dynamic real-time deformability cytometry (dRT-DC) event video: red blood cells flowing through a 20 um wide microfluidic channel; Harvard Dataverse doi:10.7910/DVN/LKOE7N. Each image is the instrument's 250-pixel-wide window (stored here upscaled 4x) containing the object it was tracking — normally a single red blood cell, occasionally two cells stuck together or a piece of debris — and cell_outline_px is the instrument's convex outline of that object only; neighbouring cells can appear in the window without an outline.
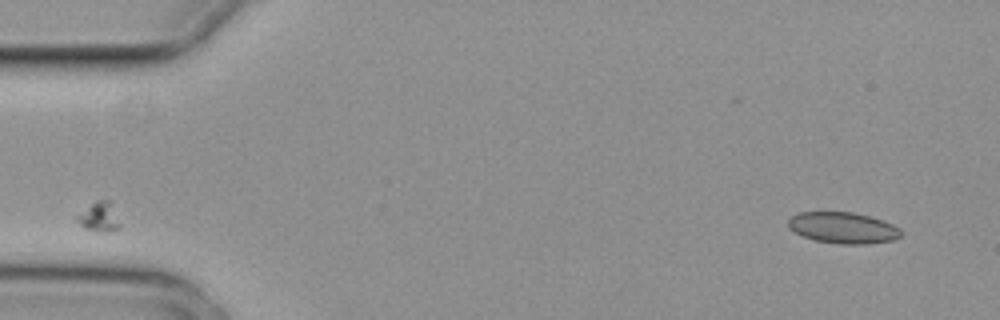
{"species": "common noctule bat (a hibernating species)", "species_latin": "Nyctalus noctula", "temperature_condition": "cold", "stored_images_in_passage": 2, "camera_frame_rate_fps": 3000, "um_per_image_px": 0.085, "animal": {"sex": "female", "body_mass_g": 29.2, "forearm_length_mm": 56.3}, "frame": {"image": 1, "passage_image": 2, "time_ms": 0.333, "image_size_px": [1000, 320], "cell_outline_px": [[900, 236], [892, 240], [868, 244], [840, 244], [816, 240], [804, 236], [788, 228], [788, 220], [792, 216], [800, 212], [852, 212], [884, 220], [900, 228]], "centroid_in_image_um": [71.66, 19.36], "position_along_channel_um": 13.3, "area_um2": 20.35}}